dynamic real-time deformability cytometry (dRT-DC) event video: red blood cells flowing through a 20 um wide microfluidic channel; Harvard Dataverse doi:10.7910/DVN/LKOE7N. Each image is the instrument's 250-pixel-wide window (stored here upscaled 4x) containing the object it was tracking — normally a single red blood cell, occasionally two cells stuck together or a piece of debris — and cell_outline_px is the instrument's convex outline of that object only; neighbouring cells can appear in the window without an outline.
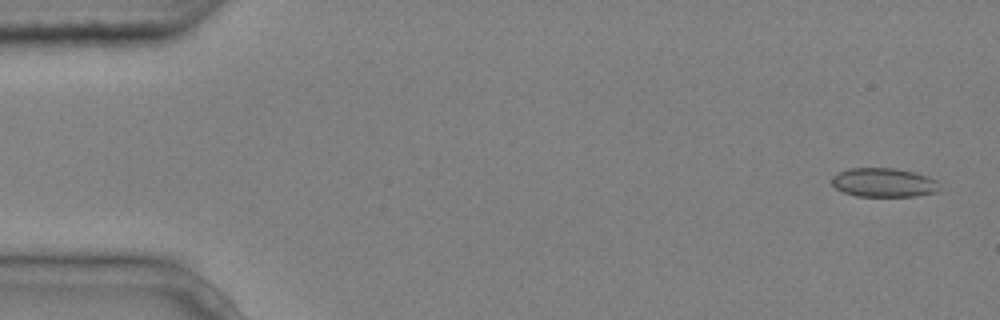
{"species": "common noctule bat (a hibernating species)", "species_latin": "Nyctalus noctula", "temperature_condition": "cold", "stored_images_in_passage": 5, "camera_frame_rate_fps": 3000, "um_per_image_px": 0.085, "animal": {"sex": "male", "body_mass_g": 20.4}, "frame": {"image": 1, "passage_image": 1, "time_ms": 0.0, "image_size_px": [1000, 320], "cell_outline_px": [[940, 188], [936, 192], [916, 196], [856, 196], [844, 192], [836, 188], [832, 184], [832, 176], [848, 168], [892, 168], [916, 172], [928, 176], [936, 180]], "centroid_in_image_um": [75.13, 15.51], "position_along_channel_um": 9.9, "area_um2": 18.21}}
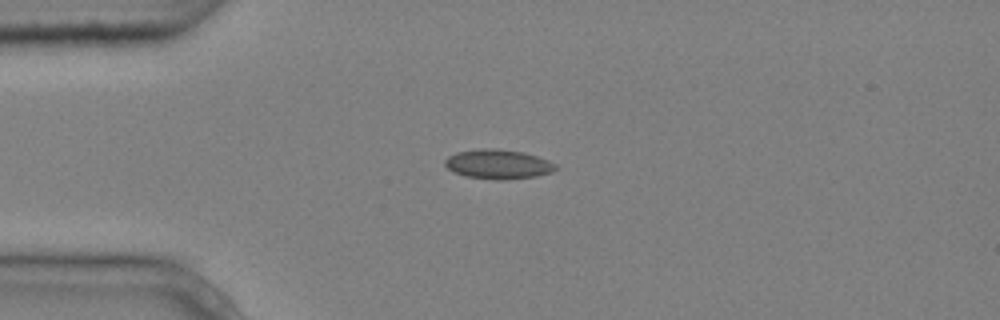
{"frame": {"image": 2, "passage_image": 4, "time_ms": 1.0, "image_size_px": [1000, 320], "cell_outline_px": [[556, 168], [552, 172], [536, 176], [504, 180], [496, 180], [468, 176], [456, 172], [448, 168], [444, 164], [444, 160], [448, 156], [456, 152], [480, 148], [496, 148], [524, 152], [548, 160], [556, 164]], "centroid_in_image_um": [42.34, 13.94], "position_along_channel_um": 42.7, "area_um2": 18.96}}